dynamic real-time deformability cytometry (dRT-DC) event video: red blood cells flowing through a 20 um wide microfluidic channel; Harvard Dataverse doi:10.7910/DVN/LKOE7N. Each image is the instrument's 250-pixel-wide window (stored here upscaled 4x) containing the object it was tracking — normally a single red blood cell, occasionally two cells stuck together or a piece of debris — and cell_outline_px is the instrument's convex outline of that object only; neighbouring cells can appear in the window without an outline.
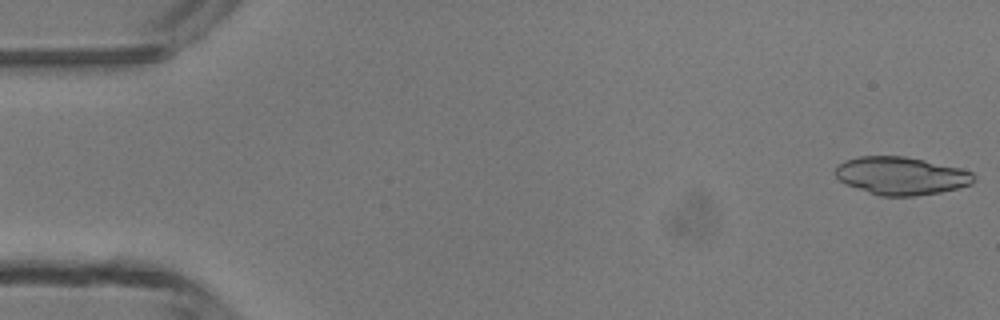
{"species": "common noctule bat (a hibernating species)", "species_latin": "Nyctalus noctula", "temperature_condition": "room temperature", "stored_images_in_passage": 4, "camera_frame_rate_fps": 3000, "um_per_image_px": 0.085, "animal": {"sex": "male", "body_mass_g": 13.3}, "frame": {"image": 1, "passage_image": 1, "time_ms": 0.0, "image_size_px": [1000, 320], "cell_outline_px": [[976, 176], [972, 184], [940, 192], [916, 196], [880, 196], [844, 184], [832, 172], [844, 160], [860, 156], [904, 156], [924, 160], [960, 168], [972, 172]], "centroid_in_image_um": [76.58, 14.94], "position_along_channel_um": 8.4, "area_um2": 30.63}}